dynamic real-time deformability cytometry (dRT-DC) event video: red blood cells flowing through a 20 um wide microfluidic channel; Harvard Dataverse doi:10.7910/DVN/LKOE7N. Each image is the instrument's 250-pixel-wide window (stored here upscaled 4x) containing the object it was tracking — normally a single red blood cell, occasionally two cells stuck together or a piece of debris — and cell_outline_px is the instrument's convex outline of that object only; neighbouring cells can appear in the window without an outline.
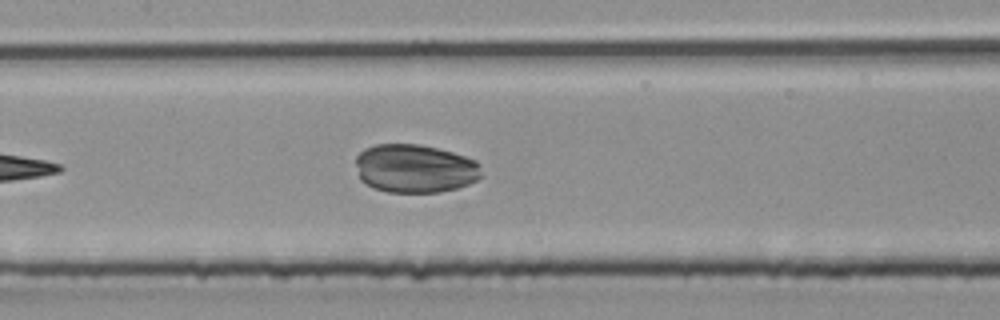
{"species": "common noctule bat (a hibernating species)", "species_latin": "Nyctalus noctula", "temperature_condition": "room temperature", "stored_images_in_passage": 6, "camera_frame_rate_fps": 3000, "um_per_image_px": 0.085, "animal": {"sex": "male", "body_mass_g": 20.4}, "frame": {"image": 1, "passage_image": 6, "time_ms": 1.667, "image_size_px": [1000, 320], "cell_outline_px": [[484, 176], [468, 184], [456, 188], [440, 192], [388, 192], [372, 188], [360, 180], [356, 164], [356, 156], [364, 148], [376, 144], [420, 144], [452, 152], [476, 160], [480, 164]], "centroid_in_image_um": [35.28, 14.32], "position_along_channel_um": 172.1, "area_um2": 35.84}}